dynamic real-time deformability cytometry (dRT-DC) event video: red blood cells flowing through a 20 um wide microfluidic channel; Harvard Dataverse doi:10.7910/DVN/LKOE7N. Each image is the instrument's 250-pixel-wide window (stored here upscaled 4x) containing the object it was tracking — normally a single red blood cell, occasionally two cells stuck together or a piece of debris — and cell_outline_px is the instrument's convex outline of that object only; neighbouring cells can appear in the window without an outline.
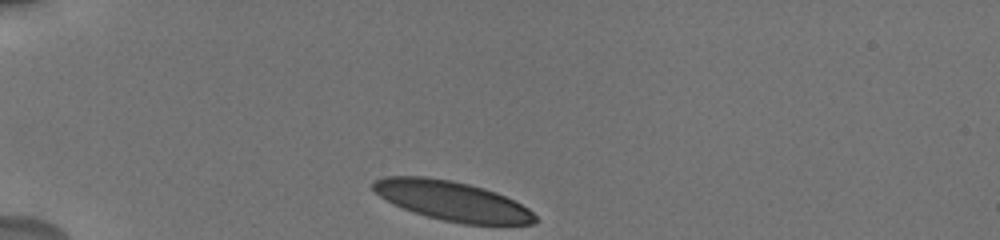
{"species": "human", "species_latin": "Homo sapiens", "temperature_condition": "cold", "stored_images_in_passage": 20, "camera_frame_rate_fps": 3000, "um_per_image_px": 0.085, "donor": {"sex": "male"}, "frame": {"image": 1, "passage_image": 1, "time_ms": 0.0, "image_size_px": [1000, 240], "cell_outline_px": [[536, 224], [464, 224], [444, 220], [412, 212], [392, 204], [380, 196], [372, 188], [372, 180], [384, 176], [424, 176], [452, 180], [484, 188], [496, 192], [528, 208], [536, 216]], "centroid_in_image_um": [38.39, 17.06], "position_along_channel_um": 46.6, "area_um2": 37.22}}
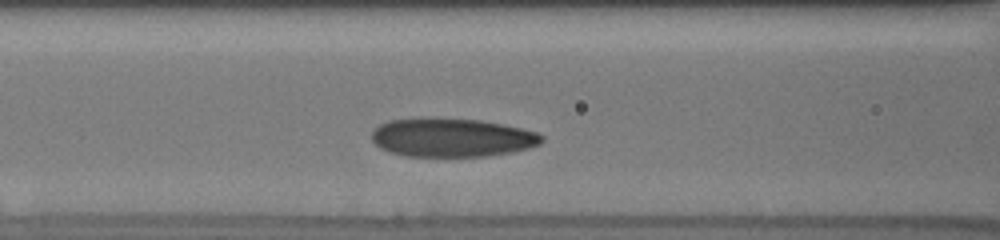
{"frame": {"image": 2, "passage_image": 9, "time_ms": 3.333, "image_size_px": [1000, 240], "cell_outline_px": [[544, 140], [540, 144], [528, 148], [512, 152], [484, 156], [404, 156], [388, 152], [380, 148], [372, 140], [372, 132], [380, 124], [388, 120], [480, 120], [520, 128], [536, 132], [544, 136]], "centroid_in_image_um": [38.43, 11.73], "position_along_channel_um": 128.2, "area_um2": 37.4}}
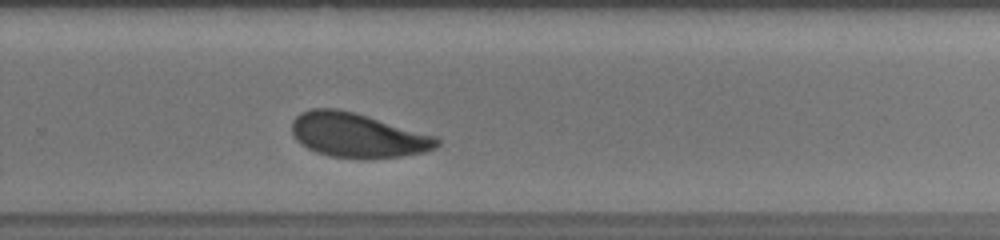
{"frame": {"image": 3, "passage_image": 20, "time_ms": 8.0, "image_size_px": [1000, 240], "cell_outline_px": [[440, 144], [436, 148], [424, 152], [400, 156], [332, 156], [316, 152], [300, 144], [292, 136], [292, 120], [300, 112], [312, 108], [336, 108], [368, 116], [436, 136], [440, 140]], "centroid_in_image_um": [30.36, 11.46], "position_along_channel_um": 299.4, "area_um2": 36.82}}